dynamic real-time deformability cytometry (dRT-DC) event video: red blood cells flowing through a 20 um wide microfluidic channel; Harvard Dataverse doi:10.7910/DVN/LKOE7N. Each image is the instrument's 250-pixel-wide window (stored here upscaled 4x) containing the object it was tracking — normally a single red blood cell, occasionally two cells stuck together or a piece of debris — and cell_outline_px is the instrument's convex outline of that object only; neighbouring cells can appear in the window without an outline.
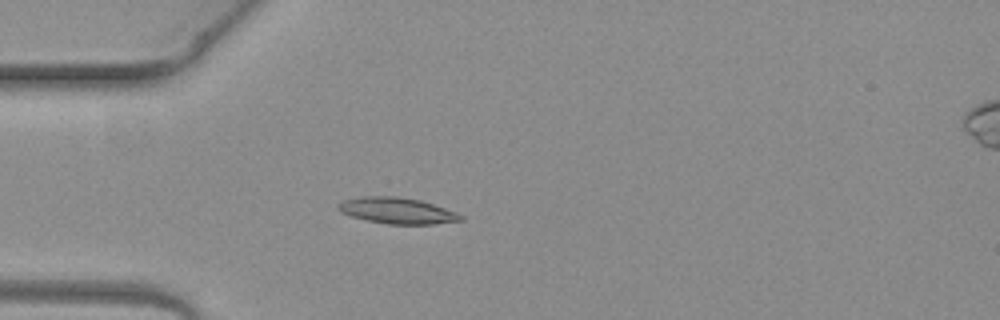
{"species": "common noctule bat (a hibernating species)", "species_latin": "Nyctalus noctula", "temperature_condition": "warm", "stored_images_in_passage": 5, "segment_of_instrument_passage": [1, 2], "camera_frame_rate_fps": 3000, "um_per_image_px": 0.085, "animal": {"sex": "female", "body_mass_g": 19.3, "forearm_length_mm": 54.1}, "frame": {"image": 1, "passage_image": 4, "time_ms": 1.0, "image_size_px": [1000, 320], "cell_outline_px": [[464, 220], [432, 224], [388, 224], [368, 220], [352, 216], [340, 212], [336, 208], [336, 204], [344, 200], [360, 196], [396, 196], [420, 200], [456, 212], [464, 216]], "centroid_in_image_um": [33.73, 17.9], "position_along_channel_um": 51.3, "area_um2": 18.61}}